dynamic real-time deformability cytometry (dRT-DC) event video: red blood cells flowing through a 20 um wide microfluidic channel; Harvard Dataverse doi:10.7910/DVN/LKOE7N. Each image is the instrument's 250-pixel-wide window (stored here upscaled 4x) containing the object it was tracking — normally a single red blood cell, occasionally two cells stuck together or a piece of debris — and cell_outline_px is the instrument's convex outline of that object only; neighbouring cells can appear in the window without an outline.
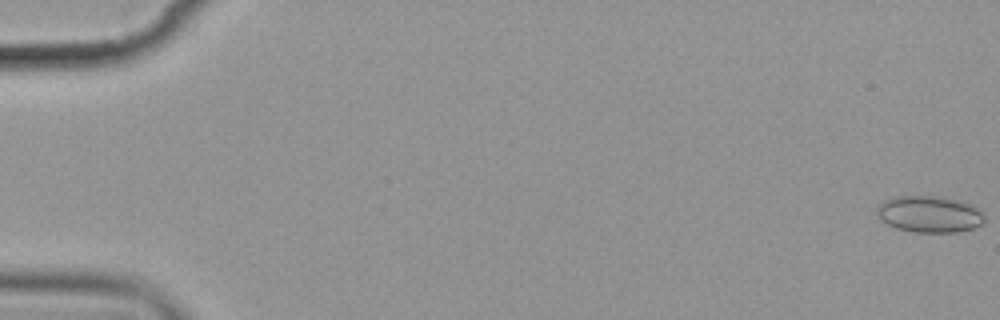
{"species": "common noctule bat (a hibernating species)", "species_latin": "Nyctalus noctula", "temperature_condition": "cold", "stored_images_in_passage": 4, "camera_frame_rate_fps": 3000, "um_per_image_px": 0.085, "animal": {"sex": "female", "body_mass_g": 19.9}, "frame": {"image": 1, "passage_image": 1, "time_ms": 0.0, "image_size_px": [1000, 320], "cell_outline_px": [[984, 220], [976, 228], [956, 232], [916, 232], [896, 228], [880, 220], [876, 212], [876, 208], [884, 200], [896, 196], [940, 196], [964, 200], [976, 208], [984, 216]], "centroid_in_image_um": [78.99, 18.19], "position_along_channel_um": 6.0, "area_um2": 23.06}}